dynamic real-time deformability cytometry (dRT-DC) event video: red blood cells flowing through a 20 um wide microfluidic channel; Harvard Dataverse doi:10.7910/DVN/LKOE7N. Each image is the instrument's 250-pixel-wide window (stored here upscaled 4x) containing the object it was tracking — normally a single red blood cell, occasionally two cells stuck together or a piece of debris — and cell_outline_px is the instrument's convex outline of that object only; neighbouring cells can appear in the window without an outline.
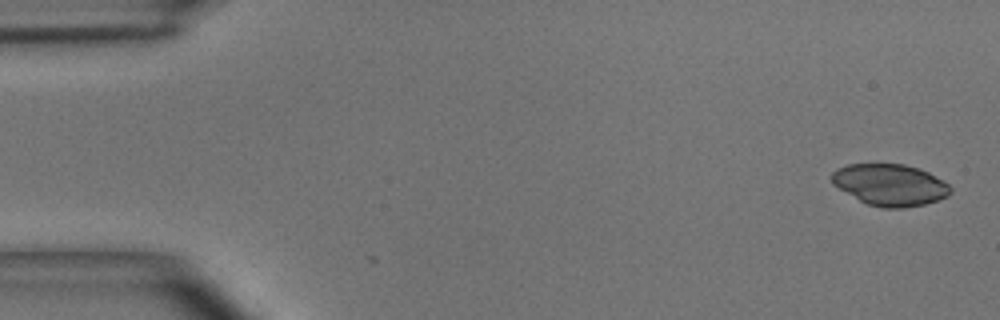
{"species": "common noctule bat (a hibernating species)", "species_latin": "Nyctalus noctula", "temperature_condition": "room temperature", "stored_images_in_passage": 3, "camera_frame_rate_fps": 3000, "um_per_image_px": 0.085, "animal": {"sex": "male", "body_mass_g": 15.6}, "frame": {"image": 1, "passage_image": 3, "time_ms": 0.667, "image_size_px": [1000, 320], "cell_outline_px": [[952, 192], [948, 196], [924, 204], [904, 208], [884, 208], [868, 204], [860, 200], [832, 184], [832, 172], [836, 168], [848, 164], [904, 164], [920, 168], [944, 180], [952, 188]], "centroid_in_image_um": [75.68, 15.7], "position_along_channel_um": 9.3, "area_um2": 28.78}}